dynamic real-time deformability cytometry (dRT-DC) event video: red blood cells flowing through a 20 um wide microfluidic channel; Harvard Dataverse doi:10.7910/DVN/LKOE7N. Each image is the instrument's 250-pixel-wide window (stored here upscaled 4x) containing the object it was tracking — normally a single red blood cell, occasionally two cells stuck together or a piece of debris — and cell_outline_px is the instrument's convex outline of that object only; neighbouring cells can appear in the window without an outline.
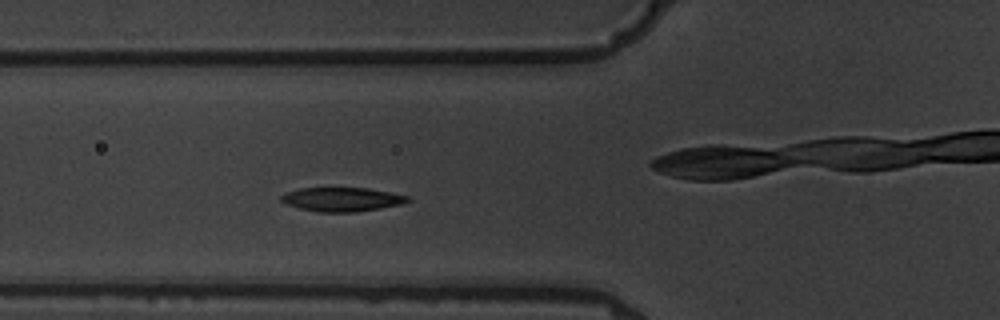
{"species": "common noctule bat (a hibernating species)", "species_latin": "Nyctalus noctula", "temperature_condition": "warm", "stored_images_in_passage": 4, "camera_frame_rate_fps": 3000, "um_per_image_px": 0.085, "animal": {"sex": "male", "body_mass_g": 19.5, "forearm_length_mm": 54.6}, "frame": {"image": 1, "passage_image": 3, "time_ms": 2.0, "image_size_px": [1000, 320], "cell_outline_px": [[408, 200], [400, 204], [380, 208], [356, 212], [316, 212], [300, 208], [288, 204], [280, 200], [280, 196], [288, 192], [300, 188], [368, 188], [408, 196]], "centroid_in_image_um": [29.03, 16.95], "position_along_channel_um": 96.8, "area_um2": 17.4}}